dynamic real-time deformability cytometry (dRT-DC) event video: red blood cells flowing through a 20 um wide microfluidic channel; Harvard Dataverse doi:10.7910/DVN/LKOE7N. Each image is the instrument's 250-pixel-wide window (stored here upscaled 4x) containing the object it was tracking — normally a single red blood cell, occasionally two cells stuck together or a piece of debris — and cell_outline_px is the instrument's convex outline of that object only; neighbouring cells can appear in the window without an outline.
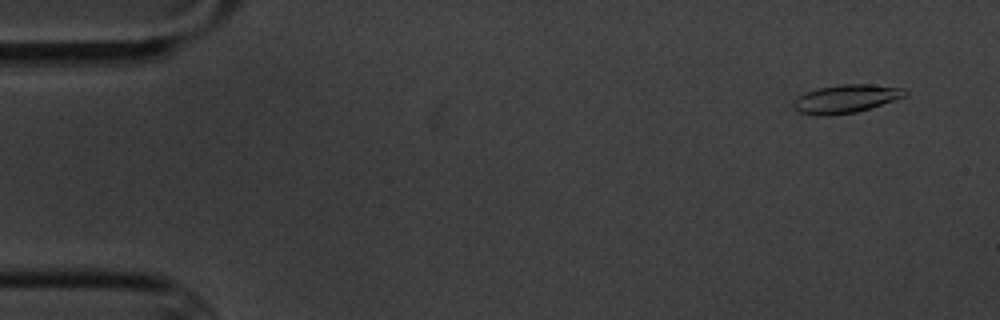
{"species": "common noctule bat (a hibernating species)", "species_latin": "Nyctalus noctula", "temperature_condition": "cold", "stored_images_in_passage": 6, "camera_frame_rate_fps": 3000, "um_per_image_px": 0.085, "animal": {"sex": "male", "body_mass_g": 20.1, "forearm_length_mm": 53.5}, "frame": {"image": 1, "passage_image": 1, "time_ms": 0.0, "image_size_px": [1000, 320], "cell_outline_px": [[908, 92], [904, 96], [856, 112], [832, 116], [816, 116], [800, 112], [792, 108], [792, 100], [796, 96], [804, 92], [816, 88], [840, 84], [872, 84], [904, 88]], "centroid_in_image_um": [71.79, 8.39], "position_along_channel_um": 13.2, "area_um2": 18.61}}
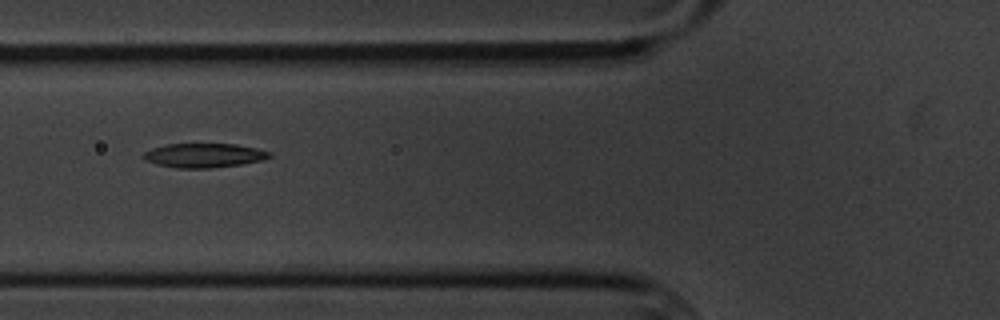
{"frame": {"image": 2, "passage_image": 6, "time_ms": 6.0, "image_size_px": [1000, 320], "cell_outline_px": [[272, 156], [264, 160], [240, 164], [212, 168], [176, 168], [156, 164], [144, 160], [140, 156], [144, 152], [152, 148], [164, 144], [236, 144], [256, 148], [272, 152]], "centroid_in_image_um": [17.32, 13.21], "position_along_channel_um": 108.5, "area_um2": 17.98}}